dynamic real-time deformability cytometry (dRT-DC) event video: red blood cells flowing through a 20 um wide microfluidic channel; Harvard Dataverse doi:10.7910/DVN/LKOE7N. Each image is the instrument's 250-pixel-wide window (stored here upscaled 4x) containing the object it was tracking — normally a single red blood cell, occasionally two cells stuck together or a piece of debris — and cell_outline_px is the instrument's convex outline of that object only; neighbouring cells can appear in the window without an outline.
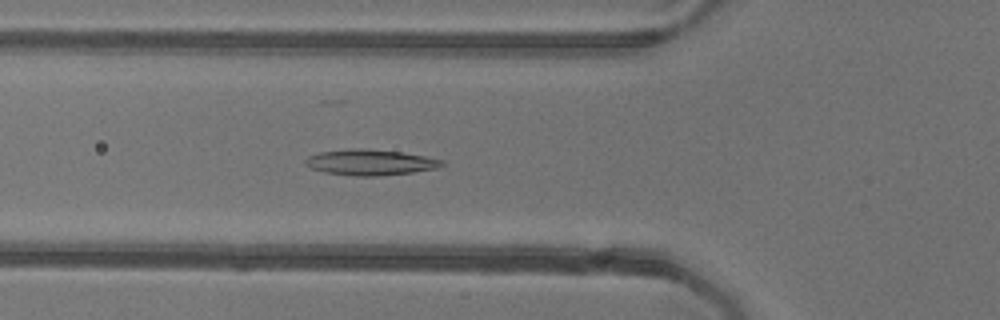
{"species": "common noctule bat (a hibernating species)", "species_latin": "Nyctalus noctula", "temperature_condition": "warm", "stored_images_in_passage": 51, "camera_frame_rate_fps": 3000, "um_per_image_px": 0.085, "animal": {"sex": "female"}, "frame": {"image": 1, "passage_image": 17, "time_ms": 5.333, "image_size_px": [1000, 320], "cell_outline_px": [[444, 164], [440, 168], [412, 172], [380, 176], [356, 176], [324, 172], [312, 168], [304, 164], [304, 160], [308, 156], [320, 152], [352, 148], [360, 148], [400, 152], [424, 156], [444, 160]], "centroid_in_image_um": [31.47, 13.8], "position_along_channel_um": 94.3, "area_um2": 20.46}}
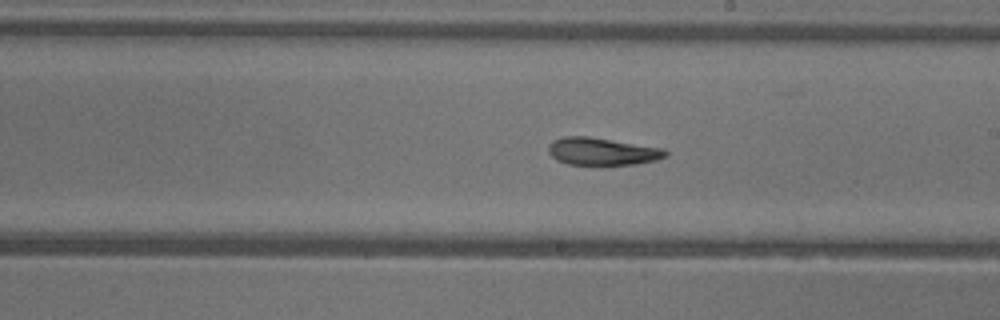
{"frame": {"image": 2, "passage_image": 28, "time_ms": 9.0, "image_size_px": [1000, 320], "cell_outline_px": [[668, 156], [656, 160], [636, 164], [568, 164], [556, 160], [548, 152], [548, 144], [552, 140], [564, 136], [588, 136], [664, 148], [668, 152]], "centroid_in_image_um": [51.18, 12.86], "position_along_channel_um": 237.8, "area_um2": 18.79}}
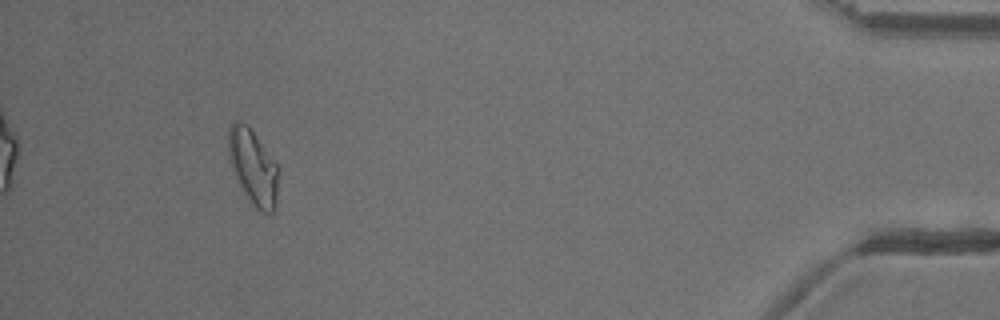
{"frame": {"image": 3, "passage_image": 47, "time_ms": 15.333, "image_size_px": [1000, 320], "cell_outline_px": [[280, 168], [276, 204], [272, 212], [264, 212], [256, 208], [252, 204], [244, 192], [228, 160], [228, 128], [232, 120], [240, 120], [248, 124], [276, 160]], "centroid_in_image_um": [21.53, 14.12], "position_along_channel_um": 413.7, "area_um2": 22.48}, "authors_computed_cell_mechanics": {"area_um2": 20.3456, "velocity_mm_per_s": 3.9106, "shape_relaxation_time_tau1_ms": 9.1554, "shape_relaxation_time_tau2_ms": 3.5529, "deformation_change_tau1": 0.2167, "deformation_change_tau2": 0.1017}}